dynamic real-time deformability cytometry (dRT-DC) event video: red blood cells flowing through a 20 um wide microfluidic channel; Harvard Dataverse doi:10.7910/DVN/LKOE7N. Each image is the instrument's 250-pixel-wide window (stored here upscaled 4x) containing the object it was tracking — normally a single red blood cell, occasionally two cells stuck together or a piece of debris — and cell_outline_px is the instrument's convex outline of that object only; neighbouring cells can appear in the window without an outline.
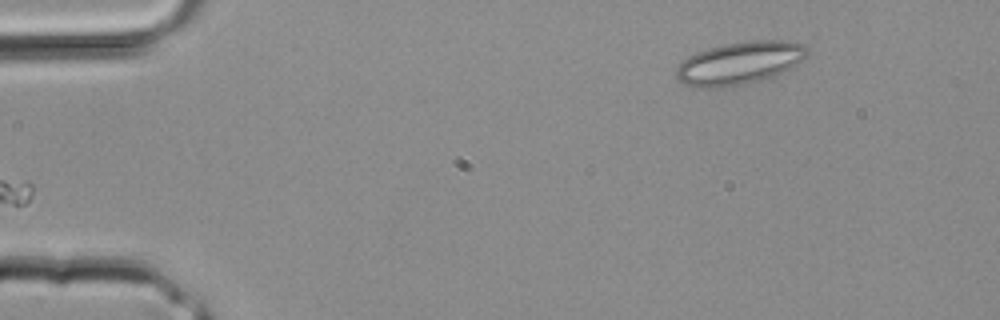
{"species": "common noctule bat (a hibernating species)", "species_latin": "Nyctalus noctula", "temperature_condition": "room temperature", "stored_images_in_passage": 2, "camera_frame_rate_fps": 3000, "um_per_image_px": 0.085, "animal": {"sex": "male", "body_mass_g": 20.4}, "frame": {"image": 1, "passage_image": 1, "time_ms": 0.0, "image_size_px": [1000, 320], "cell_outline_px": [[808, 56], [792, 68], [772, 76], [748, 84], [724, 88], [704, 88], [684, 84], [676, 76], [676, 68], [688, 56], [696, 52], [708, 48], [724, 44], [752, 40], [784, 40], [804, 44], [808, 48]], "centroid_in_image_um": [62.89, 5.36], "position_along_channel_um": 22.1, "area_um2": 32.83}}